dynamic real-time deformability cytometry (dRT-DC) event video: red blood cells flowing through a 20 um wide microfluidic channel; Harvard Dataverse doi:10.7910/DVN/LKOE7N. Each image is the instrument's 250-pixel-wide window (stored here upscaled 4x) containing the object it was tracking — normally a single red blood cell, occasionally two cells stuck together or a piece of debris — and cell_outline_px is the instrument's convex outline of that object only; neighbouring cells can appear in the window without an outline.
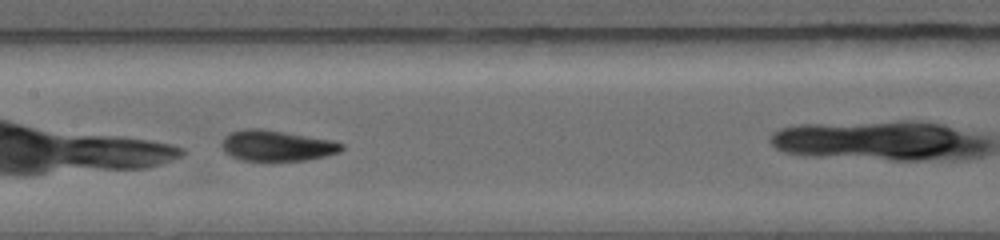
{"species": "common noctule bat (a hibernating species)", "species_latin": "Nyctalus noctula", "temperature_condition": "warm", "stored_images_in_passage": 15, "camera_frame_rate_fps": 5000, "um_per_image_px": 0.085, "animal": {"sex": "female", "body_mass_g": 19.0, "forearm_length_mm": 56.7}, "frame": {"image": 1, "passage_image": 7, "time_ms": 3.0, "image_size_px": [1000, 240], "cell_outline_px": [[344, 148], [340, 152], [308, 160], [272, 164], [244, 160], [232, 156], [224, 152], [220, 144], [224, 136], [228, 132], [244, 128], [260, 128], [336, 140], [344, 144]], "centroid_in_image_um": [23.52, 12.41], "position_along_channel_um": 183.9, "area_um2": 22.66}}